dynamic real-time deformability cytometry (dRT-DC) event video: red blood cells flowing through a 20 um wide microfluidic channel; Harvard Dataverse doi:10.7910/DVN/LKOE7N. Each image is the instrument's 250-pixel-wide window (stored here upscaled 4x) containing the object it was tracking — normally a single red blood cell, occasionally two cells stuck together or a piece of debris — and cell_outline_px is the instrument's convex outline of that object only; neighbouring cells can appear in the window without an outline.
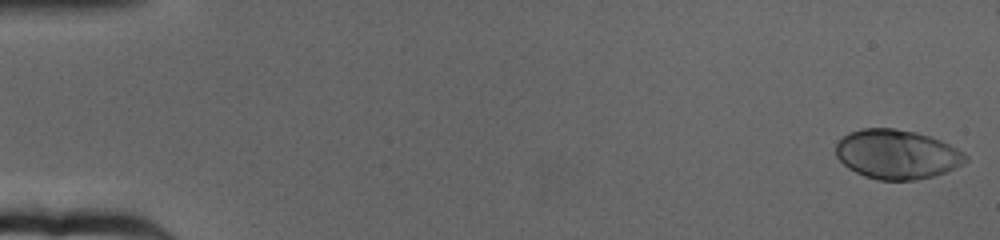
{"species": "human", "species_latin": "Homo sapiens", "temperature_condition": "cold", "stored_images_in_passage": 59, "camera_frame_rate_fps": 3000, "um_per_image_px": 0.085, "donor": {"sex": "female"}, "frame": {"image": 1, "passage_image": 1, "time_ms": 0.0, "image_size_px": [1000, 240], "cell_outline_px": [[968, 160], [944, 172], [932, 176], [916, 180], [880, 180], [864, 176], [848, 168], [836, 156], [836, 144], [848, 132], [860, 128], [892, 128], [916, 132], [932, 136], [964, 152], [968, 156]], "centroid_in_image_um": [76.22, 13.1], "position_along_channel_um": 8.8, "area_um2": 37.17}}
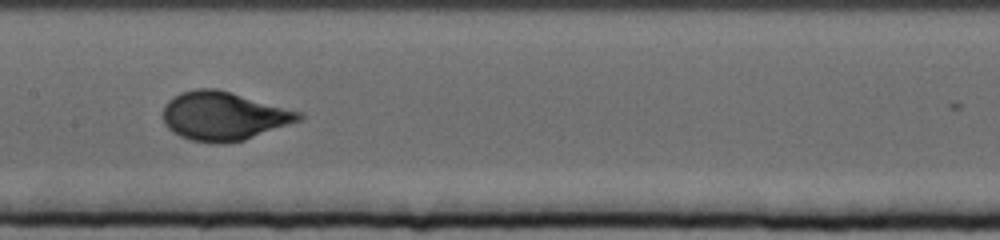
{"frame": {"image": 2, "passage_image": 33, "time_ms": 10.667, "image_size_px": [1000, 240], "cell_outline_px": [[304, 116], [300, 120], [244, 140], [212, 144], [192, 140], [180, 136], [172, 132], [164, 124], [164, 104], [168, 100], [180, 92], [196, 88], [216, 88], [304, 112]], "centroid_in_image_um": [19.0, 9.85], "position_along_channel_um": 188.4, "area_um2": 38.49}}
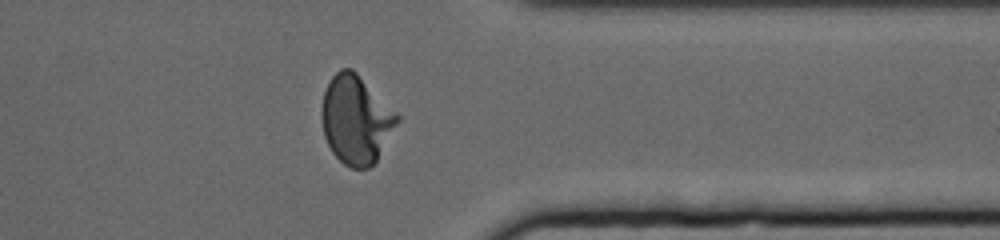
{"frame": {"image": 3, "passage_image": 52, "time_ms": 17.0, "image_size_px": [1000, 240], "cell_outline_px": [[400, 120], [376, 160], [368, 168], [352, 168], [344, 164], [332, 152], [324, 136], [320, 116], [320, 112], [324, 92], [332, 76], [340, 68], [352, 68], [400, 116]], "centroid_in_image_um": [30.23, 10.16], "position_along_channel_um": 381.2, "area_um2": 38.67}}